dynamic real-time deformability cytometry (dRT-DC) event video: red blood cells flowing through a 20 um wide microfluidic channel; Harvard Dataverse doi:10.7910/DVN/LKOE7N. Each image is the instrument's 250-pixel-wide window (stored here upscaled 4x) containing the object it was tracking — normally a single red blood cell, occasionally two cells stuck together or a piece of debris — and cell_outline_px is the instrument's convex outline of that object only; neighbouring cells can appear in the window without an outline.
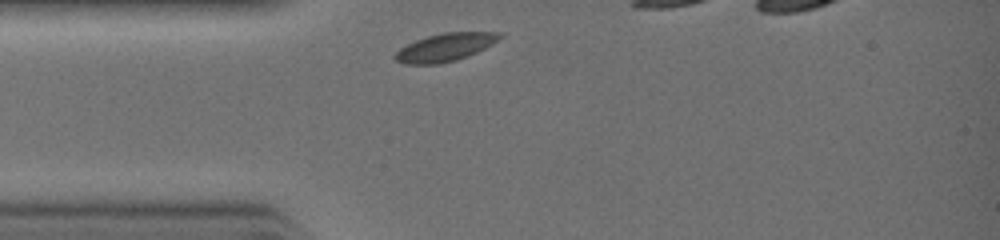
{"species": "common noctule bat (a hibernating species)", "species_latin": "Nyctalus noctula", "temperature_condition": "warm", "stored_images_in_passage": 7, "camera_frame_rate_fps": 3000, "um_per_image_px": 0.085, "animal": {"sex": "female", "body_mass_g": 19.0, "forearm_length_mm": 51.5}, "frame": {"image": 1, "passage_image": 1, "time_ms": 0.0, "image_size_px": [1000, 240], "cell_outline_px": [[504, 36], [492, 44], [476, 52], [456, 60], [440, 64], [404, 64], [396, 60], [392, 56], [400, 48], [416, 40], [428, 36], [444, 32], [504, 32]], "centroid_in_image_um": [37.85, 4.02], "position_along_channel_um": 47.2, "area_um2": 16.99}}
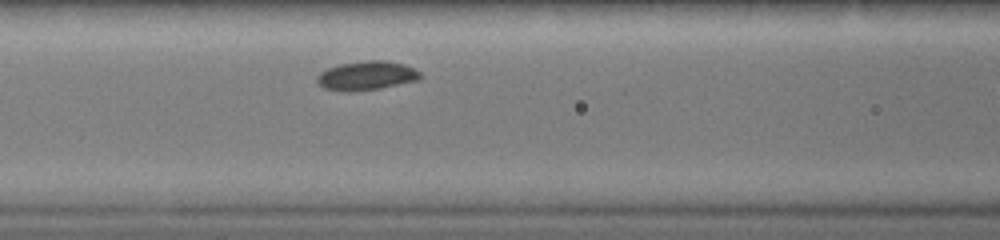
{"frame": {"image": 2, "passage_image": 6, "time_ms": 1.667, "image_size_px": [1000, 240], "cell_outline_px": [[424, 76], [420, 80], [380, 88], [352, 92], [344, 92], [324, 88], [316, 80], [316, 76], [320, 72], [328, 68], [340, 64], [364, 60], [388, 60], [404, 64], [420, 72]], "centroid_in_image_um": [31.18, 6.43], "position_along_channel_um": 135.4, "area_um2": 17.69}}